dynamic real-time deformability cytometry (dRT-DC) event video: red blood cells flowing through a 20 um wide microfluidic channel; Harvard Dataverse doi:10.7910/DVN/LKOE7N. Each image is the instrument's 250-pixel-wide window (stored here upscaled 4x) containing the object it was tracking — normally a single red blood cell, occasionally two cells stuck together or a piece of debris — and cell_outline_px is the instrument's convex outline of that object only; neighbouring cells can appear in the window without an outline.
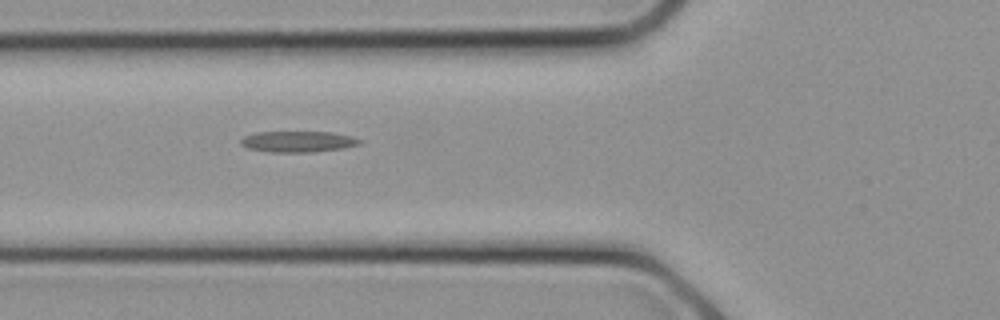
{"species": "common noctule bat (a hibernating species)", "species_latin": "Nyctalus noctula", "temperature_condition": "cold", "stored_images_in_passage": 5, "camera_frame_rate_fps": 3000, "um_per_image_px": 0.085, "animal": {"sex": "female", "body_mass_g": 21.9}, "frame": {"image": 1, "passage_image": 2, "time_ms": 0.333, "image_size_px": [1000, 320], "cell_outline_px": [[364, 140], [360, 144], [344, 148], [312, 152], [268, 152], [248, 148], [240, 144], [240, 140], [244, 136], [256, 132], [328, 132], [352, 136]], "centroid_in_image_um": [25.34, 12.04], "position_along_channel_um": 100.5, "area_um2": 14.62}}
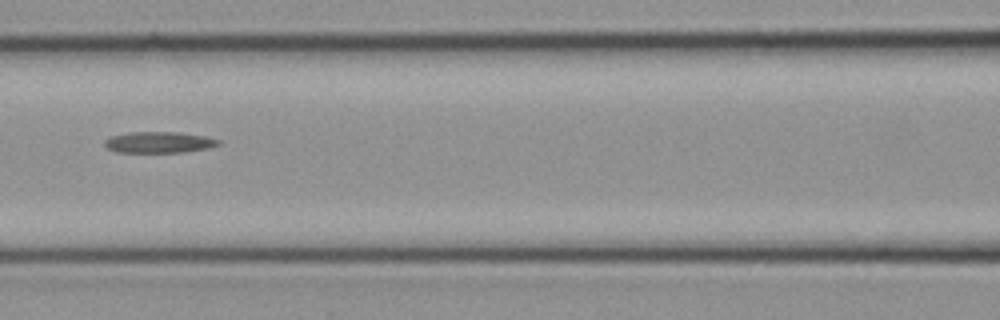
{"frame": {"image": 2, "passage_image": 4, "time_ms": 1.0, "image_size_px": [1000, 320], "cell_outline_px": [[220, 144], [208, 148], [184, 152], [116, 152], [108, 148], [104, 144], [104, 140], [112, 136], [128, 132], [176, 132], [204, 136], [220, 140]], "centroid_in_image_um": [13.5, 12.09], "position_along_channel_um": 153.1, "area_um2": 13.93}}